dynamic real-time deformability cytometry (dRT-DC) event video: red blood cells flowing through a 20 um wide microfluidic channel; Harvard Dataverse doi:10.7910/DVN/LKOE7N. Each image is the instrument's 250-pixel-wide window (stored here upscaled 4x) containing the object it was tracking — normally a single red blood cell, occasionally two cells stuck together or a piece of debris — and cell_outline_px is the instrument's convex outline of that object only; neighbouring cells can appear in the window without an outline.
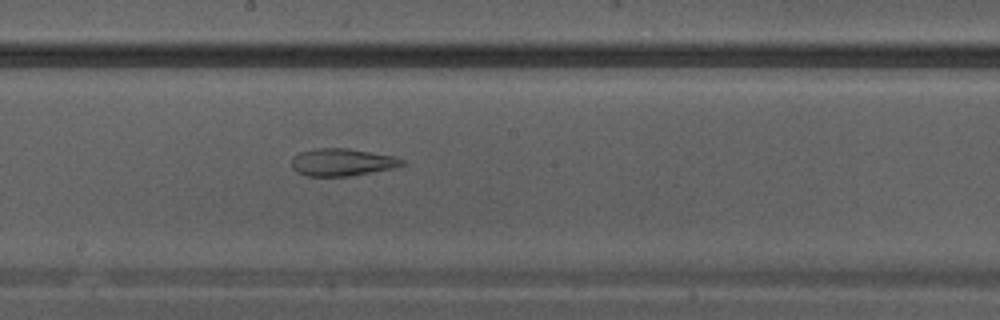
{"species": "Egyptian fruit bat (a non-hibernating species)", "species_latin": "Rousettus aegyptiacus", "temperature_condition": "warm", "stored_images_in_passage": 24, "camera_frame_rate_fps": 3000, "um_per_image_px": 0.085, "animal": {"sex": "male"}, "frame": {"image": 1, "passage_image": 11, "time_ms": 3.333, "image_size_px": [1000, 320], "cell_outline_px": [[404, 164], [396, 168], [348, 176], [308, 176], [296, 172], [292, 168], [292, 156], [300, 152], [316, 148], [348, 148], [392, 156], [404, 160]], "centroid_in_image_um": [29.05, 13.79], "position_along_channel_um": 219.1, "area_um2": 17.63}}